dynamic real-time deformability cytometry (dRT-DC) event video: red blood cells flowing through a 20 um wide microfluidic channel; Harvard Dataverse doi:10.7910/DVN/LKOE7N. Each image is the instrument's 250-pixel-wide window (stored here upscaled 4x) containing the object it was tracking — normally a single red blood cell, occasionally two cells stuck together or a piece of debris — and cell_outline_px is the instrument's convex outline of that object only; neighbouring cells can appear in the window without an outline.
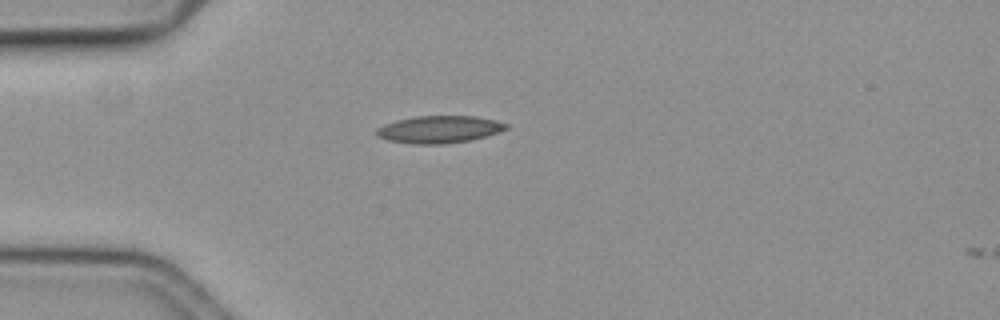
{"species": "common noctule bat (a hibernating species)", "species_latin": "Nyctalus noctula", "temperature_condition": "cold", "stored_images_in_passage": 3, "camera_frame_rate_fps": 3000, "um_per_image_px": 0.085, "animal": {"sex": "female", "body_mass_g": 19.3, "forearm_length_mm": 54.1}, "frame": {"image": 1, "passage_image": 1, "time_ms": 0.0, "image_size_px": [1000, 320], "cell_outline_px": [[508, 128], [500, 132], [472, 140], [444, 144], [412, 144], [388, 140], [376, 136], [376, 128], [384, 124], [396, 120], [416, 116], [476, 116], [496, 120], [508, 124]], "centroid_in_image_um": [37.34, 11.0], "position_along_channel_um": 47.7, "area_um2": 20.81}}